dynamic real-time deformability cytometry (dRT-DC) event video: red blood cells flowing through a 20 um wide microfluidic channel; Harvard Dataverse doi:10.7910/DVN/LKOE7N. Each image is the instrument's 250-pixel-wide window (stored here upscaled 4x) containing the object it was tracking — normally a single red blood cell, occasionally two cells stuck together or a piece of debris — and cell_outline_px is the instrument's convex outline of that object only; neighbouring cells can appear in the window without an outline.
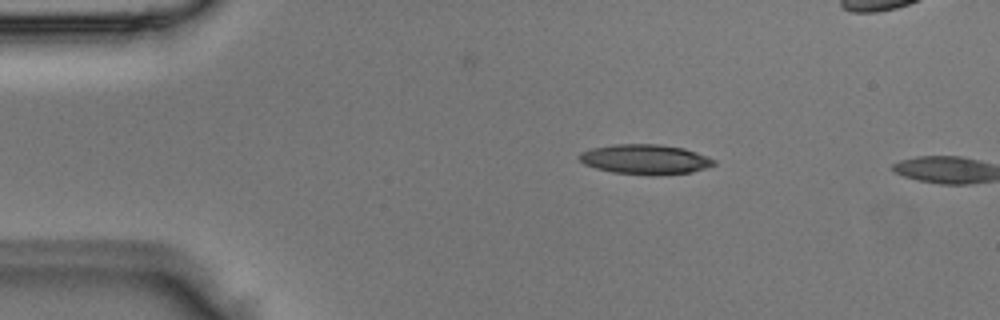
{"species": "Egyptian fruit bat (a non-hibernating species)", "species_latin": "Rousettus aegyptiacus", "temperature_condition": "room temperature", "stored_images_in_passage": 3, "camera_frame_rate_fps": 3000, "um_per_image_px": 0.085, "animal": {"sex": "male"}, "frame": {"image": 1, "passage_image": 2, "time_ms": 0.333, "image_size_px": [1000, 320], "cell_outline_px": [[716, 164], [708, 168], [692, 172], [612, 172], [596, 168], [584, 164], [576, 156], [580, 152], [592, 148], [612, 144], [660, 144], [684, 148], [696, 152], [716, 160]], "centroid_in_image_um": [54.82, 13.49], "position_along_channel_um": 30.2, "area_um2": 22.6}}